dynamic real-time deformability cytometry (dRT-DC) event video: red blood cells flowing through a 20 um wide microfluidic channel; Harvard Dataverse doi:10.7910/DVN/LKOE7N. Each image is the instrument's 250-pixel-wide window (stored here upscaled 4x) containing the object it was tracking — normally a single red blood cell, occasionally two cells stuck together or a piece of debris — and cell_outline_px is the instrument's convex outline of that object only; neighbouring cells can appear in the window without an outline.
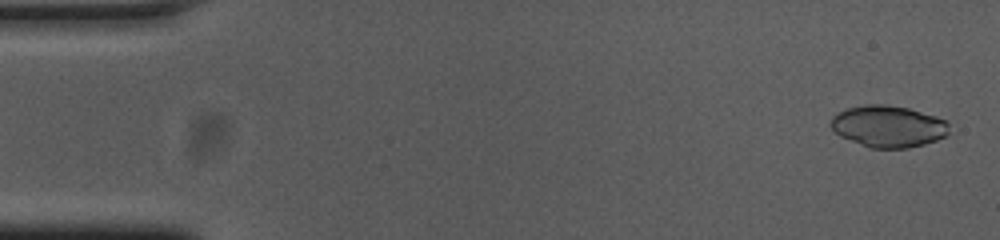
{"species": "common noctule bat (a hibernating species)", "species_latin": "Nyctalus noctula", "temperature_condition": "cold", "stored_images_in_passage": 54, "camera_frame_rate_fps": 3000, "um_per_image_px": 0.085, "animal": {"sex": "female", "body_mass_g": 23.0, "forearm_length_mm": 53.4}, "frame": {"image": 1, "passage_image": 2, "time_ms": 0.333, "image_size_px": [1000, 240], "cell_outline_px": [[948, 132], [944, 136], [936, 140], [924, 144], [908, 148], [872, 148], [840, 136], [828, 124], [832, 116], [848, 108], [864, 104], [884, 104], [908, 108], [936, 116], [948, 120]], "centroid_in_image_um": [75.5, 10.73], "position_along_channel_um": 9.5, "area_um2": 28.67}}